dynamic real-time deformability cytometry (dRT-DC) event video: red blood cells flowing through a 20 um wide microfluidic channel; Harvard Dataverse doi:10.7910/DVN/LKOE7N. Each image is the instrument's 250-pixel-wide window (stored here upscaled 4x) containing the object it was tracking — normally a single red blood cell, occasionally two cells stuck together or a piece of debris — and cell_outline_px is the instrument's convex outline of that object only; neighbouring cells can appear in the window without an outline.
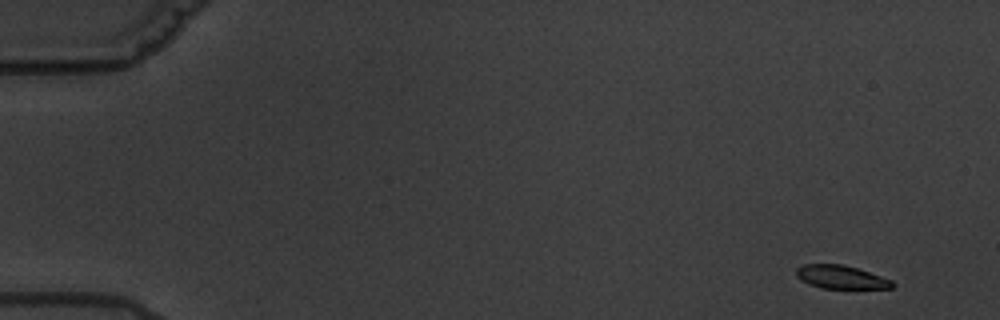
{"species": "common noctule bat (a hibernating species)", "species_latin": "Nyctalus noctula", "temperature_condition": "warm", "stored_images_in_passage": 7, "camera_frame_rate_fps": 3000, "um_per_image_px": 0.085, "animal": {"sex": "male", "body_mass_g": 19.5, "forearm_length_mm": 54.6}, "frame": {"image": 1, "passage_image": 1, "time_ms": 0.0, "image_size_px": [1000, 320], "cell_outline_px": [[896, 284], [892, 288], [820, 288], [808, 284], [796, 276], [796, 268], [804, 264], [844, 264], [892, 280]], "centroid_in_image_um": [71.46, 23.55], "position_along_channel_um": 13.5, "area_um2": 13.01}}
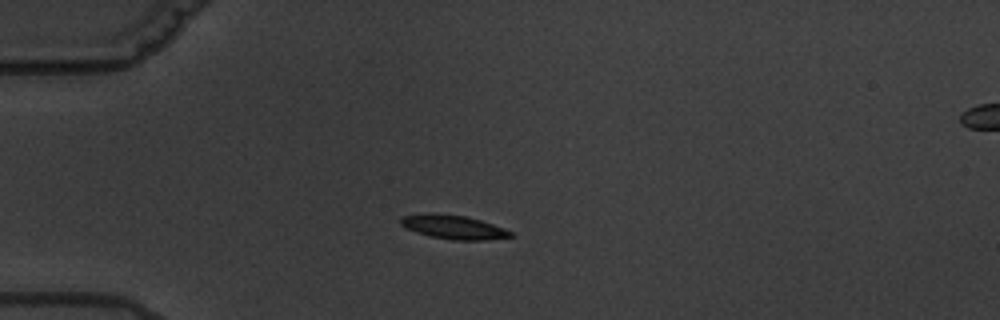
{"frame": {"image": 2, "passage_image": 4, "time_ms": 4.333, "image_size_px": [1000, 320], "cell_outline_px": [[512, 236], [484, 240], [452, 240], [432, 236], [416, 232], [404, 228], [400, 224], [400, 216], [428, 212], [432, 212], [464, 216], [480, 220], [504, 228], [512, 232]], "centroid_in_image_um": [38.47, 19.28], "position_along_channel_um": 46.5, "area_um2": 15.32}}